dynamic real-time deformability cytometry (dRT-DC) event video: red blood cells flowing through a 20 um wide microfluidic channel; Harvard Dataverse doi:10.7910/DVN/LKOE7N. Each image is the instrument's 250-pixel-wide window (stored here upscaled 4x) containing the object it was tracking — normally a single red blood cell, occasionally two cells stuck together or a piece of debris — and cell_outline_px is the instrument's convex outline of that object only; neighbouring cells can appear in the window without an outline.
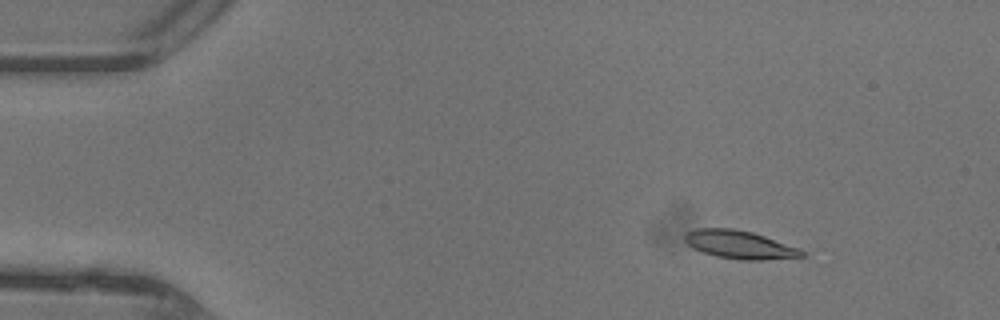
{"species": "common noctule bat (a hibernating species)", "species_latin": "Nyctalus noctula", "temperature_condition": "warm", "stored_images_in_passage": 20, "camera_frame_rate_fps": 3000, "um_per_image_px": 0.085, "animal": {"sex": "female"}, "frame": {"image": 1, "passage_image": 6, "time_ms": 1.667, "image_size_px": [1000, 320], "cell_outline_px": [[804, 256], [764, 260], [740, 260], [716, 256], [692, 248], [684, 240], [684, 236], [688, 232], [696, 228], [732, 228], [752, 232], [800, 248], [804, 252]], "centroid_in_image_um": [62.86, 20.79], "position_along_channel_um": 22.1, "area_um2": 19.13}}
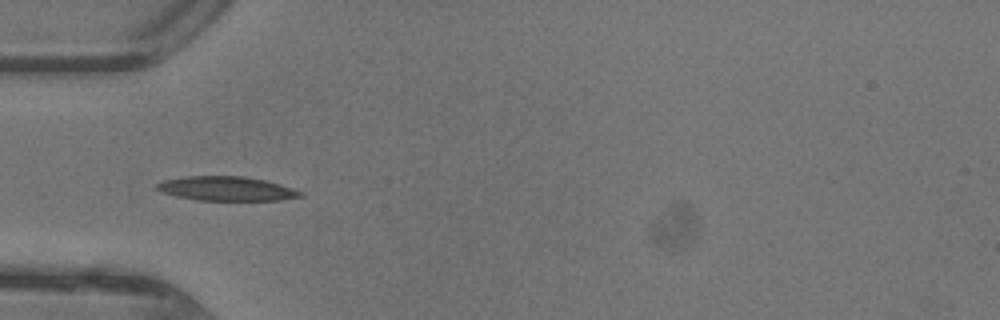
{"frame": {"image": 2, "passage_image": 15, "time_ms": 4.667, "image_size_px": [1000, 320], "cell_outline_px": [[304, 196], [280, 200], [196, 200], [176, 196], [160, 192], [156, 188], [156, 184], [164, 180], [184, 176], [244, 176], [264, 180], [280, 184], [304, 192]], "centroid_in_image_um": [19.25, 16.03], "position_along_channel_um": 65.8, "area_um2": 20.35}}
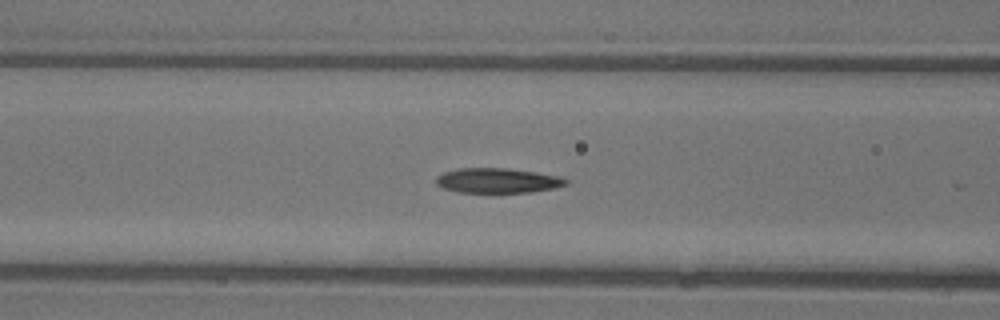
{"frame": {"image": 3, "passage_image": 19, "time_ms": 6.0, "image_size_px": [1000, 320], "cell_outline_px": [[568, 184], [552, 188], [532, 192], [456, 192], [444, 188], [436, 184], [436, 176], [444, 172], [460, 168], [508, 168], [536, 172], [560, 176], [568, 180]], "centroid_in_image_um": [42.29, 15.34], "position_along_channel_um": 124.3, "area_um2": 18.79}}